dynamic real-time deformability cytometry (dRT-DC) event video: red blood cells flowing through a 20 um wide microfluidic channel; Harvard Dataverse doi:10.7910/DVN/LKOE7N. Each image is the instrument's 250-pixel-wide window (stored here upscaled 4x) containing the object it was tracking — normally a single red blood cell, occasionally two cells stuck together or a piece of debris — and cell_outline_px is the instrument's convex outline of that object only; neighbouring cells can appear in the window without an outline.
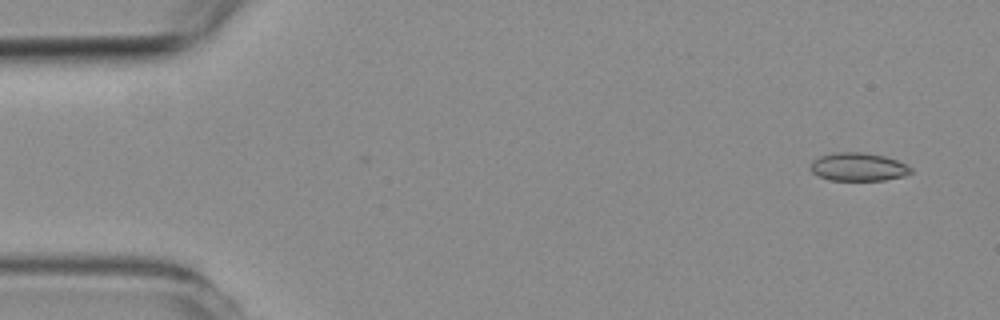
{"species": "common noctule bat (a hibernating species)", "species_latin": "Nyctalus noctula", "temperature_condition": "room temperature", "stored_images_in_passage": 8, "camera_frame_rate_fps": 3000, "um_per_image_px": 0.085, "animal": {"sex": "female", "body_mass_g": 19.3, "forearm_length_mm": 54.1}, "frame": {"image": 1, "passage_image": 1, "time_ms": 0.0, "image_size_px": [1000, 320], "cell_outline_px": [[912, 172], [904, 176], [884, 180], [828, 180], [812, 172], [812, 160], [820, 156], [836, 152], [860, 152], [884, 156], [896, 160], [912, 168]], "centroid_in_image_um": [72.96, 14.19], "position_along_channel_um": 12.0, "area_um2": 16.3}}
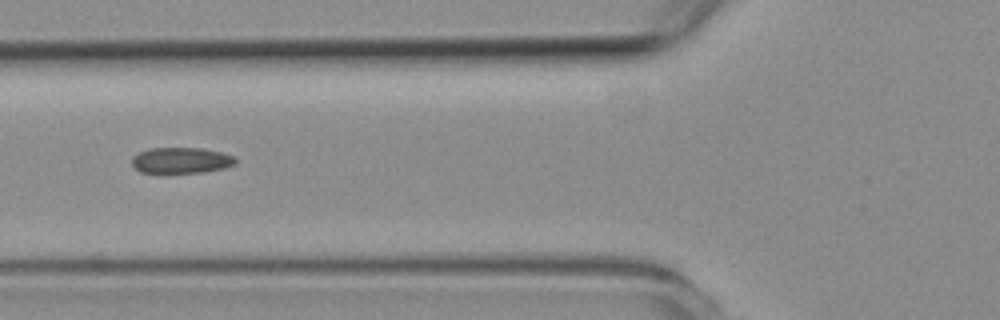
{"frame": {"image": 2, "passage_image": 6, "time_ms": 5.667, "image_size_px": [1000, 320], "cell_outline_px": [[236, 164], [224, 168], [204, 172], [140, 172], [132, 164], [132, 156], [148, 148], [200, 148], [220, 152], [232, 156], [236, 160]], "centroid_in_image_um": [15.39, 13.62], "position_along_channel_um": 110.4, "area_um2": 15.43}}
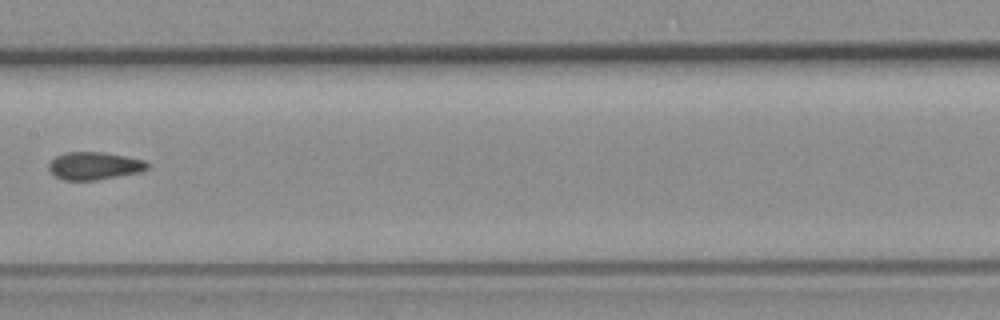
{"frame": {"image": 3, "passage_image": 8, "time_ms": 8.0, "image_size_px": [1000, 320], "cell_outline_px": [[148, 168], [140, 172], [96, 180], [64, 180], [56, 176], [48, 168], [48, 164], [56, 156], [64, 152], [104, 152], [144, 160], [148, 164]], "centroid_in_image_um": [8.0, 14.09], "position_along_channel_um": 199.4, "area_um2": 15.78}}